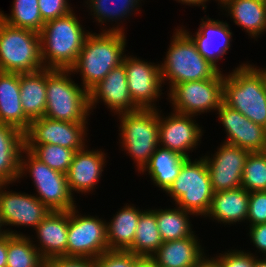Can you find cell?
<instances>
[{
	"mask_svg": "<svg viewBox=\"0 0 266 267\" xmlns=\"http://www.w3.org/2000/svg\"><path fill=\"white\" fill-rule=\"evenodd\" d=\"M112 27L100 34L89 32L71 72H80L83 88L90 91L124 59L126 38L124 29Z\"/></svg>",
	"mask_w": 266,
	"mask_h": 267,
	"instance_id": "obj_1",
	"label": "cell"
},
{
	"mask_svg": "<svg viewBox=\"0 0 266 267\" xmlns=\"http://www.w3.org/2000/svg\"><path fill=\"white\" fill-rule=\"evenodd\" d=\"M223 102L266 128V68L241 64L224 76Z\"/></svg>",
	"mask_w": 266,
	"mask_h": 267,
	"instance_id": "obj_2",
	"label": "cell"
},
{
	"mask_svg": "<svg viewBox=\"0 0 266 267\" xmlns=\"http://www.w3.org/2000/svg\"><path fill=\"white\" fill-rule=\"evenodd\" d=\"M39 34L44 68L70 69L89 32L84 31L72 10L65 16L45 22Z\"/></svg>",
	"mask_w": 266,
	"mask_h": 267,
	"instance_id": "obj_3",
	"label": "cell"
},
{
	"mask_svg": "<svg viewBox=\"0 0 266 267\" xmlns=\"http://www.w3.org/2000/svg\"><path fill=\"white\" fill-rule=\"evenodd\" d=\"M164 63L161 64L162 83L170 80V90L178 83L214 78L220 70L207 61L189 36L188 30L175 29Z\"/></svg>",
	"mask_w": 266,
	"mask_h": 267,
	"instance_id": "obj_4",
	"label": "cell"
},
{
	"mask_svg": "<svg viewBox=\"0 0 266 267\" xmlns=\"http://www.w3.org/2000/svg\"><path fill=\"white\" fill-rule=\"evenodd\" d=\"M70 69L46 68L45 116L66 122H87L89 92L68 78Z\"/></svg>",
	"mask_w": 266,
	"mask_h": 267,
	"instance_id": "obj_5",
	"label": "cell"
},
{
	"mask_svg": "<svg viewBox=\"0 0 266 267\" xmlns=\"http://www.w3.org/2000/svg\"><path fill=\"white\" fill-rule=\"evenodd\" d=\"M42 69L40 34L0 19V71L25 74Z\"/></svg>",
	"mask_w": 266,
	"mask_h": 267,
	"instance_id": "obj_6",
	"label": "cell"
},
{
	"mask_svg": "<svg viewBox=\"0 0 266 267\" xmlns=\"http://www.w3.org/2000/svg\"><path fill=\"white\" fill-rule=\"evenodd\" d=\"M166 193L171 195L176 206L178 204L185 211L205 217L214 192L204 157L193 162L188 158Z\"/></svg>",
	"mask_w": 266,
	"mask_h": 267,
	"instance_id": "obj_7",
	"label": "cell"
},
{
	"mask_svg": "<svg viewBox=\"0 0 266 267\" xmlns=\"http://www.w3.org/2000/svg\"><path fill=\"white\" fill-rule=\"evenodd\" d=\"M118 115L121 116V145L141 172L159 146V111L139 109Z\"/></svg>",
	"mask_w": 266,
	"mask_h": 267,
	"instance_id": "obj_8",
	"label": "cell"
},
{
	"mask_svg": "<svg viewBox=\"0 0 266 267\" xmlns=\"http://www.w3.org/2000/svg\"><path fill=\"white\" fill-rule=\"evenodd\" d=\"M22 153H26L27 157H23ZM25 171H29L28 173L33 178L38 192L36 197L51 211H70L77 207L68 188L66 174L51 169L24 148L20 155V178Z\"/></svg>",
	"mask_w": 266,
	"mask_h": 267,
	"instance_id": "obj_9",
	"label": "cell"
},
{
	"mask_svg": "<svg viewBox=\"0 0 266 267\" xmlns=\"http://www.w3.org/2000/svg\"><path fill=\"white\" fill-rule=\"evenodd\" d=\"M223 81L220 71L212 79L176 84L168 93L174 112L196 116L218 109L223 103Z\"/></svg>",
	"mask_w": 266,
	"mask_h": 267,
	"instance_id": "obj_10",
	"label": "cell"
},
{
	"mask_svg": "<svg viewBox=\"0 0 266 267\" xmlns=\"http://www.w3.org/2000/svg\"><path fill=\"white\" fill-rule=\"evenodd\" d=\"M77 213L75 208L69 211L67 256L95 259L109 250L106 223Z\"/></svg>",
	"mask_w": 266,
	"mask_h": 267,
	"instance_id": "obj_11",
	"label": "cell"
},
{
	"mask_svg": "<svg viewBox=\"0 0 266 267\" xmlns=\"http://www.w3.org/2000/svg\"><path fill=\"white\" fill-rule=\"evenodd\" d=\"M86 124L87 122H66L40 117L31 120L24 133V142L59 145L76 152L85 148Z\"/></svg>",
	"mask_w": 266,
	"mask_h": 267,
	"instance_id": "obj_12",
	"label": "cell"
},
{
	"mask_svg": "<svg viewBox=\"0 0 266 267\" xmlns=\"http://www.w3.org/2000/svg\"><path fill=\"white\" fill-rule=\"evenodd\" d=\"M128 90L133 102L140 109H156L154 101L162 93L160 65H154L136 57L124 56Z\"/></svg>",
	"mask_w": 266,
	"mask_h": 267,
	"instance_id": "obj_13",
	"label": "cell"
},
{
	"mask_svg": "<svg viewBox=\"0 0 266 267\" xmlns=\"http://www.w3.org/2000/svg\"><path fill=\"white\" fill-rule=\"evenodd\" d=\"M248 154L243 148L223 142L213 158L204 156L214 193L241 187Z\"/></svg>",
	"mask_w": 266,
	"mask_h": 267,
	"instance_id": "obj_14",
	"label": "cell"
},
{
	"mask_svg": "<svg viewBox=\"0 0 266 267\" xmlns=\"http://www.w3.org/2000/svg\"><path fill=\"white\" fill-rule=\"evenodd\" d=\"M5 185L0 184V219L3 226H32L35 229L51 210L34 195L3 191Z\"/></svg>",
	"mask_w": 266,
	"mask_h": 267,
	"instance_id": "obj_15",
	"label": "cell"
},
{
	"mask_svg": "<svg viewBox=\"0 0 266 267\" xmlns=\"http://www.w3.org/2000/svg\"><path fill=\"white\" fill-rule=\"evenodd\" d=\"M217 111L218 118L228 136L224 143L238 146L249 152L266 151V128L249 120L224 102Z\"/></svg>",
	"mask_w": 266,
	"mask_h": 267,
	"instance_id": "obj_16",
	"label": "cell"
},
{
	"mask_svg": "<svg viewBox=\"0 0 266 267\" xmlns=\"http://www.w3.org/2000/svg\"><path fill=\"white\" fill-rule=\"evenodd\" d=\"M191 117L194 115L172 112L162 118L159 113V145L190 158L186 151L196 148L202 137V128Z\"/></svg>",
	"mask_w": 266,
	"mask_h": 267,
	"instance_id": "obj_17",
	"label": "cell"
},
{
	"mask_svg": "<svg viewBox=\"0 0 266 267\" xmlns=\"http://www.w3.org/2000/svg\"><path fill=\"white\" fill-rule=\"evenodd\" d=\"M101 99L114 113H128L140 108L133 102L126 78L125 66L121 63L89 91L90 111Z\"/></svg>",
	"mask_w": 266,
	"mask_h": 267,
	"instance_id": "obj_18",
	"label": "cell"
},
{
	"mask_svg": "<svg viewBox=\"0 0 266 267\" xmlns=\"http://www.w3.org/2000/svg\"><path fill=\"white\" fill-rule=\"evenodd\" d=\"M69 211H50L35 228L39 245H35L45 261L67 256Z\"/></svg>",
	"mask_w": 266,
	"mask_h": 267,
	"instance_id": "obj_19",
	"label": "cell"
},
{
	"mask_svg": "<svg viewBox=\"0 0 266 267\" xmlns=\"http://www.w3.org/2000/svg\"><path fill=\"white\" fill-rule=\"evenodd\" d=\"M105 155L102 151H89L86 148L74 153L66 173L71 194L73 191L86 193L94 189L104 171Z\"/></svg>",
	"mask_w": 266,
	"mask_h": 267,
	"instance_id": "obj_20",
	"label": "cell"
},
{
	"mask_svg": "<svg viewBox=\"0 0 266 267\" xmlns=\"http://www.w3.org/2000/svg\"><path fill=\"white\" fill-rule=\"evenodd\" d=\"M200 24L196 36L191 39L197 46L198 52L218 70V60L225 55L231 47L232 32L227 23L219 20L206 19Z\"/></svg>",
	"mask_w": 266,
	"mask_h": 267,
	"instance_id": "obj_21",
	"label": "cell"
},
{
	"mask_svg": "<svg viewBox=\"0 0 266 267\" xmlns=\"http://www.w3.org/2000/svg\"><path fill=\"white\" fill-rule=\"evenodd\" d=\"M0 123L25 133L31 120L25 115L20 99L19 73L0 71Z\"/></svg>",
	"mask_w": 266,
	"mask_h": 267,
	"instance_id": "obj_22",
	"label": "cell"
},
{
	"mask_svg": "<svg viewBox=\"0 0 266 267\" xmlns=\"http://www.w3.org/2000/svg\"><path fill=\"white\" fill-rule=\"evenodd\" d=\"M202 250L193 234L191 237L163 242L151 258L158 267H196L206 257Z\"/></svg>",
	"mask_w": 266,
	"mask_h": 267,
	"instance_id": "obj_23",
	"label": "cell"
},
{
	"mask_svg": "<svg viewBox=\"0 0 266 267\" xmlns=\"http://www.w3.org/2000/svg\"><path fill=\"white\" fill-rule=\"evenodd\" d=\"M24 148V133L0 123V184H10L19 179L20 155Z\"/></svg>",
	"mask_w": 266,
	"mask_h": 267,
	"instance_id": "obj_24",
	"label": "cell"
},
{
	"mask_svg": "<svg viewBox=\"0 0 266 267\" xmlns=\"http://www.w3.org/2000/svg\"><path fill=\"white\" fill-rule=\"evenodd\" d=\"M249 192L240 187L222 192H215L210 209L206 214L218 222L233 224L245 221L248 215Z\"/></svg>",
	"mask_w": 266,
	"mask_h": 267,
	"instance_id": "obj_25",
	"label": "cell"
},
{
	"mask_svg": "<svg viewBox=\"0 0 266 267\" xmlns=\"http://www.w3.org/2000/svg\"><path fill=\"white\" fill-rule=\"evenodd\" d=\"M228 8L234 23L243 27L251 37H258L266 31V3L263 0H221Z\"/></svg>",
	"mask_w": 266,
	"mask_h": 267,
	"instance_id": "obj_26",
	"label": "cell"
},
{
	"mask_svg": "<svg viewBox=\"0 0 266 267\" xmlns=\"http://www.w3.org/2000/svg\"><path fill=\"white\" fill-rule=\"evenodd\" d=\"M20 99L25 115L34 120L45 116L46 68L35 72L19 74Z\"/></svg>",
	"mask_w": 266,
	"mask_h": 267,
	"instance_id": "obj_27",
	"label": "cell"
},
{
	"mask_svg": "<svg viewBox=\"0 0 266 267\" xmlns=\"http://www.w3.org/2000/svg\"><path fill=\"white\" fill-rule=\"evenodd\" d=\"M187 159L181 154L159 145L141 171L143 173L148 171L153 183L167 191L178 177L180 169Z\"/></svg>",
	"mask_w": 266,
	"mask_h": 267,
	"instance_id": "obj_28",
	"label": "cell"
},
{
	"mask_svg": "<svg viewBox=\"0 0 266 267\" xmlns=\"http://www.w3.org/2000/svg\"><path fill=\"white\" fill-rule=\"evenodd\" d=\"M142 212L136 207L126 205L109 223H106L109 250L128 251L132 247Z\"/></svg>",
	"mask_w": 266,
	"mask_h": 267,
	"instance_id": "obj_29",
	"label": "cell"
},
{
	"mask_svg": "<svg viewBox=\"0 0 266 267\" xmlns=\"http://www.w3.org/2000/svg\"><path fill=\"white\" fill-rule=\"evenodd\" d=\"M162 244L156 210H144L138 220L132 247L128 251L139 257H151Z\"/></svg>",
	"mask_w": 266,
	"mask_h": 267,
	"instance_id": "obj_30",
	"label": "cell"
},
{
	"mask_svg": "<svg viewBox=\"0 0 266 267\" xmlns=\"http://www.w3.org/2000/svg\"><path fill=\"white\" fill-rule=\"evenodd\" d=\"M176 208L156 209L157 226L163 242L191 237L194 234L188 216L194 214L178 206Z\"/></svg>",
	"mask_w": 266,
	"mask_h": 267,
	"instance_id": "obj_31",
	"label": "cell"
},
{
	"mask_svg": "<svg viewBox=\"0 0 266 267\" xmlns=\"http://www.w3.org/2000/svg\"><path fill=\"white\" fill-rule=\"evenodd\" d=\"M25 235L8 234L6 267H46V261Z\"/></svg>",
	"mask_w": 266,
	"mask_h": 267,
	"instance_id": "obj_32",
	"label": "cell"
},
{
	"mask_svg": "<svg viewBox=\"0 0 266 267\" xmlns=\"http://www.w3.org/2000/svg\"><path fill=\"white\" fill-rule=\"evenodd\" d=\"M0 19L10 26L40 32L44 22L38 0H14L10 16L0 11Z\"/></svg>",
	"mask_w": 266,
	"mask_h": 267,
	"instance_id": "obj_33",
	"label": "cell"
},
{
	"mask_svg": "<svg viewBox=\"0 0 266 267\" xmlns=\"http://www.w3.org/2000/svg\"><path fill=\"white\" fill-rule=\"evenodd\" d=\"M25 149L51 169L64 174L67 173L75 153L73 149L53 144H25Z\"/></svg>",
	"mask_w": 266,
	"mask_h": 267,
	"instance_id": "obj_34",
	"label": "cell"
},
{
	"mask_svg": "<svg viewBox=\"0 0 266 267\" xmlns=\"http://www.w3.org/2000/svg\"><path fill=\"white\" fill-rule=\"evenodd\" d=\"M241 187L249 193L266 191V151L249 152L243 169Z\"/></svg>",
	"mask_w": 266,
	"mask_h": 267,
	"instance_id": "obj_35",
	"label": "cell"
},
{
	"mask_svg": "<svg viewBox=\"0 0 266 267\" xmlns=\"http://www.w3.org/2000/svg\"><path fill=\"white\" fill-rule=\"evenodd\" d=\"M89 9L93 11L96 21L101 24L106 23V20L122 19L125 15H129L133 9L138 10L140 0H88ZM139 1V2H138Z\"/></svg>",
	"mask_w": 266,
	"mask_h": 267,
	"instance_id": "obj_36",
	"label": "cell"
},
{
	"mask_svg": "<svg viewBox=\"0 0 266 267\" xmlns=\"http://www.w3.org/2000/svg\"><path fill=\"white\" fill-rule=\"evenodd\" d=\"M139 256L130 251L107 250L95 258L96 267H134Z\"/></svg>",
	"mask_w": 266,
	"mask_h": 267,
	"instance_id": "obj_37",
	"label": "cell"
},
{
	"mask_svg": "<svg viewBox=\"0 0 266 267\" xmlns=\"http://www.w3.org/2000/svg\"><path fill=\"white\" fill-rule=\"evenodd\" d=\"M247 219L250 226L266 223V191L249 193V206Z\"/></svg>",
	"mask_w": 266,
	"mask_h": 267,
	"instance_id": "obj_38",
	"label": "cell"
},
{
	"mask_svg": "<svg viewBox=\"0 0 266 267\" xmlns=\"http://www.w3.org/2000/svg\"><path fill=\"white\" fill-rule=\"evenodd\" d=\"M39 11L43 22L54 20L65 16L73 9L70 8L67 0H38Z\"/></svg>",
	"mask_w": 266,
	"mask_h": 267,
	"instance_id": "obj_39",
	"label": "cell"
},
{
	"mask_svg": "<svg viewBox=\"0 0 266 267\" xmlns=\"http://www.w3.org/2000/svg\"><path fill=\"white\" fill-rule=\"evenodd\" d=\"M255 259L253 254L240 250L228 251L215 258L220 267H253Z\"/></svg>",
	"mask_w": 266,
	"mask_h": 267,
	"instance_id": "obj_40",
	"label": "cell"
},
{
	"mask_svg": "<svg viewBox=\"0 0 266 267\" xmlns=\"http://www.w3.org/2000/svg\"><path fill=\"white\" fill-rule=\"evenodd\" d=\"M46 267H96L95 259L87 257L62 256L46 261Z\"/></svg>",
	"mask_w": 266,
	"mask_h": 267,
	"instance_id": "obj_41",
	"label": "cell"
},
{
	"mask_svg": "<svg viewBox=\"0 0 266 267\" xmlns=\"http://www.w3.org/2000/svg\"><path fill=\"white\" fill-rule=\"evenodd\" d=\"M249 234L255 247L266 256V223L250 226Z\"/></svg>",
	"mask_w": 266,
	"mask_h": 267,
	"instance_id": "obj_42",
	"label": "cell"
},
{
	"mask_svg": "<svg viewBox=\"0 0 266 267\" xmlns=\"http://www.w3.org/2000/svg\"><path fill=\"white\" fill-rule=\"evenodd\" d=\"M8 233L0 238V267L7 266Z\"/></svg>",
	"mask_w": 266,
	"mask_h": 267,
	"instance_id": "obj_43",
	"label": "cell"
},
{
	"mask_svg": "<svg viewBox=\"0 0 266 267\" xmlns=\"http://www.w3.org/2000/svg\"><path fill=\"white\" fill-rule=\"evenodd\" d=\"M134 267H158V265L151 257H139Z\"/></svg>",
	"mask_w": 266,
	"mask_h": 267,
	"instance_id": "obj_44",
	"label": "cell"
},
{
	"mask_svg": "<svg viewBox=\"0 0 266 267\" xmlns=\"http://www.w3.org/2000/svg\"><path fill=\"white\" fill-rule=\"evenodd\" d=\"M196 267H220L218 262L212 257L211 259H206L203 258L197 265Z\"/></svg>",
	"mask_w": 266,
	"mask_h": 267,
	"instance_id": "obj_45",
	"label": "cell"
},
{
	"mask_svg": "<svg viewBox=\"0 0 266 267\" xmlns=\"http://www.w3.org/2000/svg\"><path fill=\"white\" fill-rule=\"evenodd\" d=\"M177 1V0H176ZM179 2H181L182 4H187V5H198V6H202L203 10L206 9V6L204 5V3L206 4V2L208 0H178Z\"/></svg>",
	"mask_w": 266,
	"mask_h": 267,
	"instance_id": "obj_46",
	"label": "cell"
},
{
	"mask_svg": "<svg viewBox=\"0 0 266 267\" xmlns=\"http://www.w3.org/2000/svg\"><path fill=\"white\" fill-rule=\"evenodd\" d=\"M2 222H1V219H0V238L3 237L4 235H6L7 233L8 234H11V235H23V234H18L16 231H8V230H2L1 227H2Z\"/></svg>",
	"mask_w": 266,
	"mask_h": 267,
	"instance_id": "obj_47",
	"label": "cell"
},
{
	"mask_svg": "<svg viewBox=\"0 0 266 267\" xmlns=\"http://www.w3.org/2000/svg\"><path fill=\"white\" fill-rule=\"evenodd\" d=\"M253 267H266V257L265 259H258L256 256L254 266Z\"/></svg>",
	"mask_w": 266,
	"mask_h": 267,
	"instance_id": "obj_48",
	"label": "cell"
}]
</instances>
